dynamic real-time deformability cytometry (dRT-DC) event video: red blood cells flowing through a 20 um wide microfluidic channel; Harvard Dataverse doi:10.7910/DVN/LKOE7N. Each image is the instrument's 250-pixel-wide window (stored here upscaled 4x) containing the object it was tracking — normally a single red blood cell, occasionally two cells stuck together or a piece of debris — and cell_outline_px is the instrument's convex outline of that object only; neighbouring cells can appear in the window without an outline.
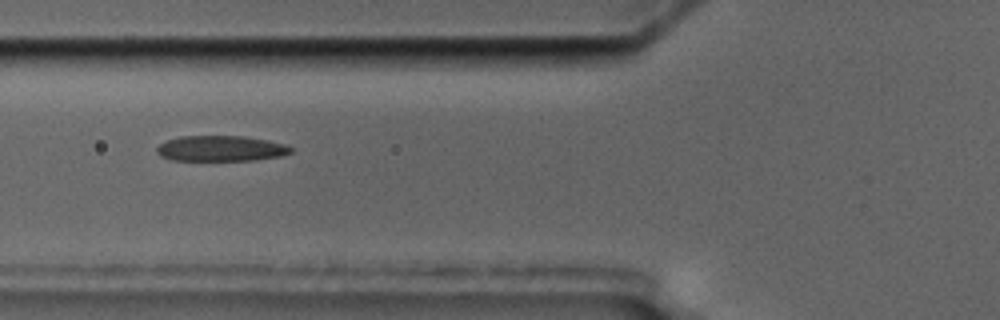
{"species": "common noctule bat (a hibernating species)", "species_latin": "Nyctalus noctula", "temperature_condition": "cold", "stored_images_in_passage": 7, "camera_frame_rate_fps": 3000, "um_per_image_px": 0.085, "animal": {"sex": "male", "body_mass_g": 17.5, "forearm_length_mm": 52.3}, "frame": {"image": 1, "passage_image": 2, "time_ms": 1.0, "image_size_px": [1000, 320], "cell_outline_px": [[292, 152], [280, 156], [252, 160], [172, 160], [160, 156], [156, 152], [156, 148], [160, 144], [168, 140], [180, 136], [244, 136], [268, 140], [288, 144], [292, 148]], "centroid_in_image_um": [18.79, 12.61], "position_along_channel_um": 107.0, "area_um2": 20.0}}
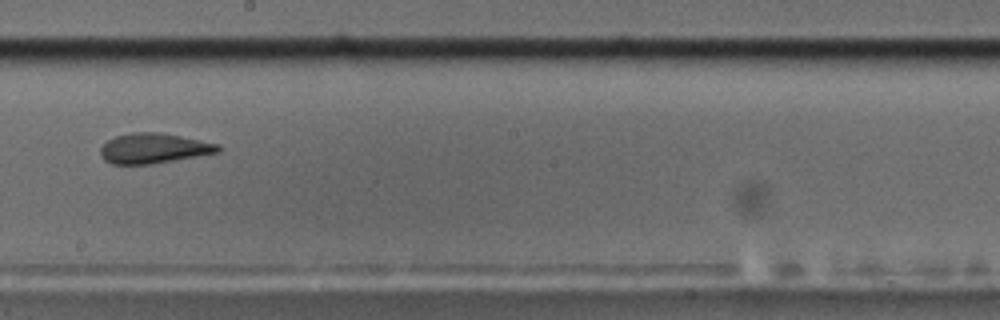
{"frame": {"image": 2, "passage_image": 5, "time_ms": 4.667, "image_size_px": [1000, 320], "cell_outline_px": [[220, 152], [152, 164], [112, 164], [104, 160], [100, 156], [100, 148], [108, 140], [116, 136], [132, 132], [160, 132], [220, 144]], "centroid_in_image_um": [13.05, 12.61], "position_along_channel_um": 235.1, "area_um2": 20.63}}
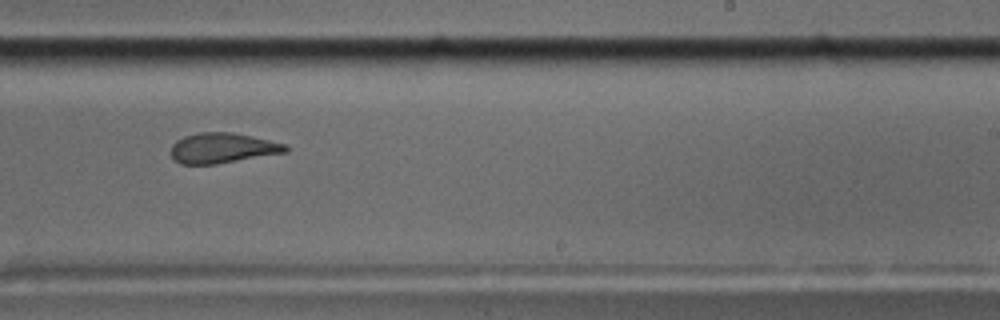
{"frame": {"image": 3, "passage_image": 6, "time_ms": 5.667, "image_size_px": [1000, 320], "cell_outline_px": [[288, 152], [216, 164], [180, 164], [172, 160], [168, 152], [172, 144], [176, 140], [184, 136], [200, 132], [232, 132], [252, 136], [288, 144]], "centroid_in_image_um": [18.87, 12.59], "position_along_channel_um": 270.1, "area_um2": 20.58}}